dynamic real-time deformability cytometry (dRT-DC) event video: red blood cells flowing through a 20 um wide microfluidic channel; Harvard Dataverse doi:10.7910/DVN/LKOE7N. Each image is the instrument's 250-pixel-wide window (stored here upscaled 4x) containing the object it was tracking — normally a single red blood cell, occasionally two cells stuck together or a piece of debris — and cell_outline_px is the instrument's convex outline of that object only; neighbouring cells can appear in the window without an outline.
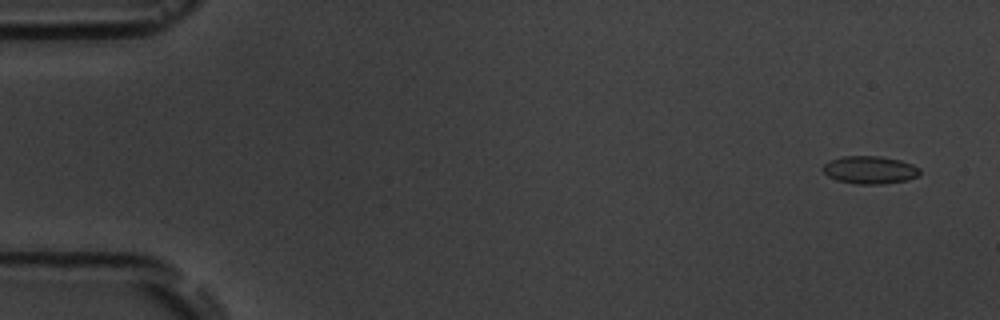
{"species": "common noctule bat (a hibernating species)", "species_latin": "Nyctalus noctula", "temperature_condition": "room temperature", "stored_images_in_passage": 5, "camera_frame_rate_fps": 3000, "um_per_image_px": 0.085, "animal": {"sex": "male", "body_mass_g": 19.5, "forearm_length_mm": 54.6}, "frame": {"image": 1, "passage_image": 1, "time_ms": 0.0, "image_size_px": [1000, 320], "cell_outline_px": [[920, 172], [916, 176], [908, 180], [880, 184], [856, 184], [836, 180], [828, 176], [820, 168], [828, 160], [840, 156], [880, 156], [900, 160], [912, 164], [920, 168]], "centroid_in_image_um": [73.89, 14.43], "position_along_channel_um": 11.1, "area_um2": 15.84}}
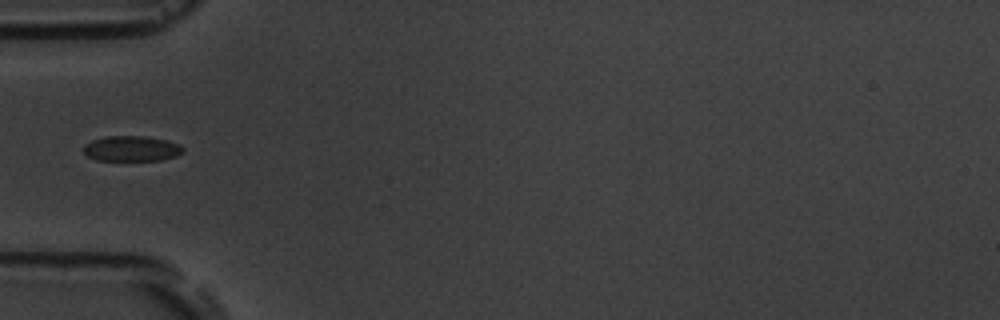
{"frame": {"image": 2, "passage_image": 5, "time_ms": 5.333, "image_size_px": [1000, 320], "cell_outline_px": [[184, 152], [176, 156], [160, 160], [96, 160], [88, 156], [80, 148], [84, 144], [92, 140], [104, 136], [144, 136], [164, 140], [180, 144], [184, 148]], "centroid_in_image_um": [11.15, 12.63], "position_along_channel_um": 73.9, "area_um2": 14.8}}